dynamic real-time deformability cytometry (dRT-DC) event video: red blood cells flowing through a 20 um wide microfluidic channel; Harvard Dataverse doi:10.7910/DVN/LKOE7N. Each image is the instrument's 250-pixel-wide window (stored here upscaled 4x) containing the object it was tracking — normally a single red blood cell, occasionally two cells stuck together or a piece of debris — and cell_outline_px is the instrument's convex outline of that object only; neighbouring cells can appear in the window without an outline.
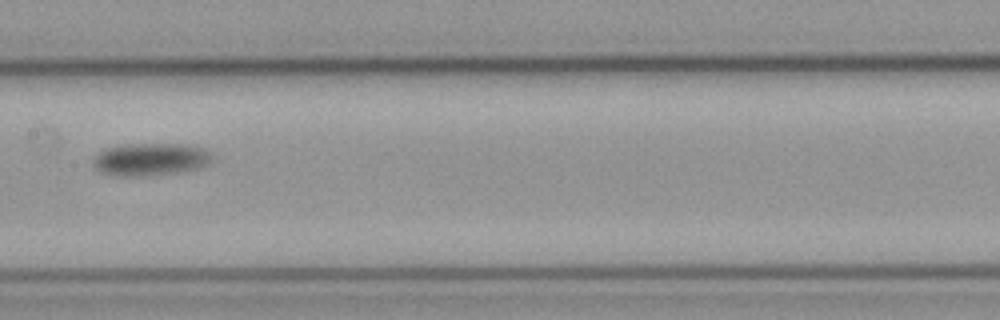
{"species": "common noctule bat (a hibernating species)", "species_latin": "Nyctalus noctula", "temperature_condition": "cold", "stored_images_in_passage": 7, "camera_frame_rate_fps": 3000, "um_per_image_px": 0.085, "animal": {"sex": "male", "body_mass_g": 23.1, "forearm_length_mm": 52.7}, "frame": {"image": 1, "passage_image": 6, "time_ms": 1.667, "image_size_px": [1000, 320], "cell_outline_px": [[212, 156], [208, 164], [196, 168], [176, 172], [140, 176], [116, 176], [100, 172], [96, 168], [92, 160], [100, 152], [108, 148], [128, 144], [188, 144], [204, 148]], "centroid_in_image_um": [12.78, 13.54], "position_along_channel_um": 194.6, "area_um2": 22.25}}
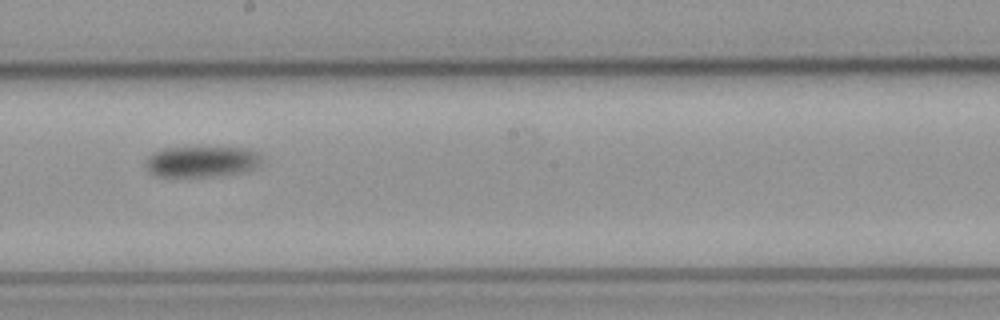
{"frame": {"image": 2, "passage_image": 7, "time_ms": 2.0, "image_size_px": [1000, 320], "cell_outline_px": [[260, 164], [256, 168], [240, 172], [208, 176], [156, 176], [148, 172], [144, 164], [148, 156], [152, 152], [164, 148], [248, 148], [260, 152]], "centroid_in_image_um": [17.11, 13.73], "position_along_channel_um": 231.1, "area_um2": 20.81}}